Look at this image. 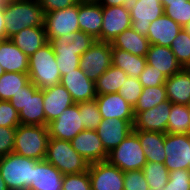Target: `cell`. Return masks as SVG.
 I'll return each instance as SVG.
<instances>
[{"label":"cell","instance_id":"cell-1","mask_svg":"<svg viewBox=\"0 0 190 190\" xmlns=\"http://www.w3.org/2000/svg\"><path fill=\"white\" fill-rule=\"evenodd\" d=\"M7 39L26 27L44 26L45 13L38 0H13L4 8Z\"/></svg>","mask_w":190,"mask_h":190},{"label":"cell","instance_id":"cell-2","mask_svg":"<svg viewBox=\"0 0 190 190\" xmlns=\"http://www.w3.org/2000/svg\"><path fill=\"white\" fill-rule=\"evenodd\" d=\"M30 81L39 89H45L61 82V73L56 62V55L50 42L44 44L28 58Z\"/></svg>","mask_w":190,"mask_h":190},{"label":"cell","instance_id":"cell-3","mask_svg":"<svg viewBox=\"0 0 190 190\" xmlns=\"http://www.w3.org/2000/svg\"><path fill=\"white\" fill-rule=\"evenodd\" d=\"M48 140L47 126L19 124L16 127L13 152L38 161L45 160Z\"/></svg>","mask_w":190,"mask_h":190},{"label":"cell","instance_id":"cell-4","mask_svg":"<svg viewBox=\"0 0 190 190\" xmlns=\"http://www.w3.org/2000/svg\"><path fill=\"white\" fill-rule=\"evenodd\" d=\"M45 160L63 175L88 171L89 162L73 147L70 141L49 137Z\"/></svg>","mask_w":190,"mask_h":190},{"label":"cell","instance_id":"cell-5","mask_svg":"<svg viewBox=\"0 0 190 190\" xmlns=\"http://www.w3.org/2000/svg\"><path fill=\"white\" fill-rule=\"evenodd\" d=\"M37 162L14 152L0 157V174L9 190H28L33 180V166Z\"/></svg>","mask_w":190,"mask_h":190},{"label":"cell","instance_id":"cell-6","mask_svg":"<svg viewBox=\"0 0 190 190\" xmlns=\"http://www.w3.org/2000/svg\"><path fill=\"white\" fill-rule=\"evenodd\" d=\"M107 161L123 172L143 170L144 165L147 163L140 140L133 131L108 153Z\"/></svg>","mask_w":190,"mask_h":190},{"label":"cell","instance_id":"cell-7","mask_svg":"<svg viewBox=\"0 0 190 190\" xmlns=\"http://www.w3.org/2000/svg\"><path fill=\"white\" fill-rule=\"evenodd\" d=\"M79 65L87 77L95 82L112 65L111 43L96 40L80 56Z\"/></svg>","mask_w":190,"mask_h":190},{"label":"cell","instance_id":"cell-8","mask_svg":"<svg viewBox=\"0 0 190 190\" xmlns=\"http://www.w3.org/2000/svg\"><path fill=\"white\" fill-rule=\"evenodd\" d=\"M44 27L47 41L80 31L78 3L72 7L45 13Z\"/></svg>","mask_w":190,"mask_h":190},{"label":"cell","instance_id":"cell-9","mask_svg":"<svg viewBox=\"0 0 190 190\" xmlns=\"http://www.w3.org/2000/svg\"><path fill=\"white\" fill-rule=\"evenodd\" d=\"M165 161L169 172L190 169V134L164 133Z\"/></svg>","mask_w":190,"mask_h":190},{"label":"cell","instance_id":"cell-10","mask_svg":"<svg viewBox=\"0 0 190 190\" xmlns=\"http://www.w3.org/2000/svg\"><path fill=\"white\" fill-rule=\"evenodd\" d=\"M82 122L83 119L78 103H74L66 108L56 119L48 123L49 137L71 141L81 131L85 130Z\"/></svg>","mask_w":190,"mask_h":190},{"label":"cell","instance_id":"cell-11","mask_svg":"<svg viewBox=\"0 0 190 190\" xmlns=\"http://www.w3.org/2000/svg\"><path fill=\"white\" fill-rule=\"evenodd\" d=\"M92 190H124V172L107 160L89 164Z\"/></svg>","mask_w":190,"mask_h":190},{"label":"cell","instance_id":"cell-12","mask_svg":"<svg viewBox=\"0 0 190 190\" xmlns=\"http://www.w3.org/2000/svg\"><path fill=\"white\" fill-rule=\"evenodd\" d=\"M102 14V42L112 43L119 34L132 27L130 11L124 6H102Z\"/></svg>","mask_w":190,"mask_h":190},{"label":"cell","instance_id":"cell-13","mask_svg":"<svg viewBox=\"0 0 190 190\" xmlns=\"http://www.w3.org/2000/svg\"><path fill=\"white\" fill-rule=\"evenodd\" d=\"M172 103L166 100L135 115L133 130L166 133Z\"/></svg>","mask_w":190,"mask_h":190},{"label":"cell","instance_id":"cell-14","mask_svg":"<svg viewBox=\"0 0 190 190\" xmlns=\"http://www.w3.org/2000/svg\"><path fill=\"white\" fill-rule=\"evenodd\" d=\"M133 123L134 120L102 119L96 132L108 153L116 148L133 131Z\"/></svg>","mask_w":190,"mask_h":190},{"label":"cell","instance_id":"cell-15","mask_svg":"<svg viewBox=\"0 0 190 190\" xmlns=\"http://www.w3.org/2000/svg\"><path fill=\"white\" fill-rule=\"evenodd\" d=\"M71 94L75 103L95 100V82L90 80L79 67L61 76L60 82Z\"/></svg>","mask_w":190,"mask_h":190},{"label":"cell","instance_id":"cell-16","mask_svg":"<svg viewBox=\"0 0 190 190\" xmlns=\"http://www.w3.org/2000/svg\"><path fill=\"white\" fill-rule=\"evenodd\" d=\"M70 142L72 147L90 164L107 160L108 152L105 150L96 130L85 129Z\"/></svg>","mask_w":190,"mask_h":190},{"label":"cell","instance_id":"cell-17","mask_svg":"<svg viewBox=\"0 0 190 190\" xmlns=\"http://www.w3.org/2000/svg\"><path fill=\"white\" fill-rule=\"evenodd\" d=\"M132 28L140 35L147 36L151 22L164 14L160 0H138L130 10Z\"/></svg>","mask_w":190,"mask_h":190},{"label":"cell","instance_id":"cell-18","mask_svg":"<svg viewBox=\"0 0 190 190\" xmlns=\"http://www.w3.org/2000/svg\"><path fill=\"white\" fill-rule=\"evenodd\" d=\"M74 103L71 94L61 83L43 89L45 126L56 119L66 108L72 106Z\"/></svg>","mask_w":190,"mask_h":190},{"label":"cell","instance_id":"cell-19","mask_svg":"<svg viewBox=\"0 0 190 190\" xmlns=\"http://www.w3.org/2000/svg\"><path fill=\"white\" fill-rule=\"evenodd\" d=\"M72 40L73 34H65L49 41L56 55L57 67L61 76L80 67L79 50H77Z\"/></svg>","mask_w":190,"mask_h":190},{"label":"cell","instance_id":"cell-20","mask_svg":"<svg viewBox=\"0 0 190 190\" xmlns=\"http://www.w3.org/2000/svg\"><path fill=\"white\" fill-rule=\"evenodd\" d=\"M102 119L117 118L134 120V107L126 102L119 93L97 94L95 98Z\"/></svg>","mask_w":190,"mask_h":190},{"label":"cell","instance_id":"cell-21","mask_svg":"<svg viewBox=\"0 0 190 190\" xmlns=\"http://www.w3.org/2000/svg\"><path fill=\"white\" fill-rule=\"evenodd\" d=\"M103 22L102 6L98 2L80 1L78 3V23L80 31L101 41Z\"/></svg>","mask_w":190,"mask_h":190},{"label":"cell","instance_id":"cell-22","mask_svg":"<svg viewBox=\"0 0 190 190\" xmlns=\"http://www.w3.org/2000/svg\"><path fill=\"white\" fill-rule=\"evenodd\" d=\"M20 124L45 126V113L43 109V89L32 84L27 89V101L19 112Z\"/></svg>","mask_w":190,"mask_h":190},{"label":"cell","instance_id":"cell-23","mask_svg":"<svg viewBox=\"0 0 190 190\" xmlns=\"http://www.w3.org/2000/svg\"><path fill=\"white\" fill-rule=\"evenodd\" d=\"M64 175L46 160L33 166V180L28 190H61Z\"/></svg>","mask_w":190,"mask_h":190},{"label":"cell","instance_id":"cell-24","mask_svg":"<svg viewBox=\"0 0 190 190\" xmlns=\"http://www.w3.org/2000/svg\"><path fill=\"white\" fill-rule=\"evenodd\" d=\"M146 61L149 66L162 72L167 78L183 69L171 48L166 46L150 44Z\"/></svg>","mask_w":190,"mask_h":190},{"label":"cell","instance_id":"cell-25","mask_svg":"<svg viewBox=\"0 0 190 190\" xmlns=\"http://www.w3.org/2000/svg\"><path fill=\"white\" fill-rule=\"evenodd\" d=\"M183 27L165 13L151 22L147 33L150 44L170 47Z\"/></svg>","mask_w":190,"mask_h":190},{"label":"cell","instance_id":"cell-26","mask_svg":"<svg viewBox=\"0 0 190 190\" xmlns=\"http://www.w3.org/2000/svg\"><path fill=\"white\" fill-rule=\"evenodd\" d=\"M167 99L171 103L190 104V70L183 68L165 81Z\"/></svg>","mask_w":190,"mask_h":190},{"label":"cell","instance_id":"cell-27","mask_svg":"<svg viewBox=\"0 0 190 190\" xmlns=\"http://www.w3.org/2000/svg\"><path fill=\"white\" fill-rule=\"evenodd\" d=\"M11 39L0 41V65L4 72L28 73V59Z\"/></svg>","mask_w":190,"mask_h":190},{"label":"cell","instance_id":"cell-28","mask_svg":"<svg viewBox=\"0 0 190 190\" xmlns=\"http://www.w3.org/2000/svg\"><path fill=\"white\" fill-rule=\"evenodd\" d=\"M10 39L28 57L48 42L44 26L26 27Z\"/></svg>","mask_w":190,"mask_h":190},{"label":"cell","instance_id":"cell-29","mask_svg":"<svg viewBox=\"0 0 190 190\" xmlns=\"http://www.w3.org/2000/svg\"><path fill=\"white\" fill-rule=\"evenodd\" d=\"M138 136L147 162L164 163L166 155L164 149V133L133 130Z\"/></svg>","mask_w":190,"mask_h":190},{"label":"cell","instance_id":"cell-30","mask_svg":"<svg viewBox=\"0 0 190 190\" xmlns=\"http://www.w3.org/2000/svg\"><path fill=\"white\" fill-rule=\"evenodd\" d=\"M149 47L148 38L140 35L132 27L119 34L111 43V48H119L143 57H146Z\"/></svg>","mask_w":190,"mask_h":190},{"label":"cell","instance_id":"cell-31","mask_svg":"<svg viewBox=\"0 0 190 190\" xmlns=\"http://www.w3.org/2000/svg\"><path fill=\"white\" fill-rule=\"evenodd\" d=\"M112 65L123 70L129 77H139L147 65L146 57L112 48Z\"/></svg>","mask_w":190,"mask_h":190},{"label":"cell","instance_id":"cell-32","mask_svg":"<svg viewBox=\"0 0 190 190\" xmlns=\"http://www.w3.org/2000/svg\"><path fill=\"white\" fill-rule=\"evenodd\" d=\"M128 75L121 69L111 65L96 81V94L118 93Z\"/></svg>","mask_w":190,"mask_h":190},{"label":"cell","instance_id":"cell-33","mask_svg":"<svg viewBox=\"0 0 190 190\" xmlns=\"http://www.w3.org/2000/svg\"><path fill=\"white\" fill-rule=\"evenodd\" d=\"M166 134H190L189 105L172 103Z\"/></svg>","mask_w":190,"mask_h":190},{"label":"cell","instance_id":"cell-34","mask_svg":"<svg viewBox=\"0 0 190 190\" xmlns=\"http://www.w3.org/2000/svg\"><path fill=\"white\" fill-rule=\"evenodd\" d=\"M29 82L28 73L4 72L0 76V100L9 101Z\"/></svg>","mask_w":190,"mask_h":190},{"label":"cell","instance_id":"cell-35","mask_svg":"<svg viewBox=\"0 0 190 190\" xmlns=\"http://www.w3.org/2000/svg\"><path fill=\"white\" fill-rule=\"evenodd\" d=\"M168 100L165 85L155 87H143L137 104L134 106V115L138 112L151 109L154 106Z\"/></svg>","mask_w":190,"mask_h":190},{"label":"cell","instance_id":"cell-36","mask_svg":"<svg viewBox=\"0 0 190 190\" xmlns=\"http://www.w3.org/2000/svg\"><path fill=\"white\" fill-rule=\"evenodd\" d=\"M143 173L149 188H164L169 179V170L164 163L147 162L143 167Z\"/></svg>","mask_w":190,"mask_h":190},{"label":"cell","instance_id":"cell-37","mask_svg":"<svg viewBox=\"0 0 190 190\" xmlns=\"http://www.w3.org/2000/svg\"><path fill=\"white\" fill-rule=\"evenodd\" d=\"M183 68L190 67V35L182 28L170 46Z\"/></svg>","mask_w":190,"mask_h":190},{"label":"cell","instance_id":"cell-38","mask_svg":"<svg viewBox=\"0 0 190 190\" xmlns=\"http://www.w3.org/2000/svg\"><path fill=\"white\" fill-rule=\"evenodd\" d=\"M78 108L83 119V126L85 129L96 130L102 121V116L96 100L79 102Z\"/></svg>","mask_w":190,"mask_h":190},{"label":"cell","instance_id":"cell-39","mask_svg":"<svg viewBox=\"0 0 190 190\" xmlns=\"http://www.w3.org/2000/svg\"><path fill=\"white\" fill-rule=\"evenodd\" d=\"M143 91V86L137 77H127L118 93L126 100L128 104L134 107Z\"/></svg>","mask_w":190,"mask_h":190},{"label":"cell","instance_id":"cell-40","mask_svg":"<svg viewBox=\"0 0 190 190\" xmlns=\"http://www.w3.org/2000/svg\"><path fill=\"white\" fill-rule=\"evenodd\" d=\"M61 190H92L88 171L64 175Z\"/></svg>","mask_w":190,"mask_h":190},{"label":"cell","instance_id":"cell-41","mask_svg":"<svg viewBox=\"0 0 190 190\" xmlns=\"http://www.w3.org/2000/svg\"><path fill=\"white\" fill-rule=\"evenodd\" d=\"M163 7L164 13L182 27L190 22V0L185 4L163 5Z\"/></svg>","mask_w":190,"mask_h":190},{"label":"cell","instance_id":"cell-42","mask_svg":"<svg viewBox=\"0 0 190 190\" xmlns=\"http://www.w3.org/2000/svg\"><path fill=\"white\" fill-rule=\"evenodd\" d=\"M165 190H190L189 170L177 169L169 172V179Z\"/></svg>","mask_w":190,"mask_h":190},{"label":"cell","instance_id":"cell-43","mask_svg":"<svg viewBox=\"0 0 190 190\" xmlns=\"http://www.w3.org/2000/svg\"><path fill=\"white\" fill-rule=\"evenodd\" d=\"M19 124V112L10 101L0 100V126L16 128Z\"/></svg>","mask_w":190,"mask_h":190},{"label":"cell","instance_id":"cell-44","mask_svg":"<svg viewBox=\"0 0 190 190\" xmlns=\"http://www.w3.org/2000/svg\"><path fill=\"white\" fill-rule=\"evenodd\" d=\"M124 190H150L143 170L124 172Z\"/></svg>","mask_w":190,"mask_h":190},{"label":"cell","instance_id":"cell-45","mask_svg":"<svg viewBox=\"0 0 190 190\" xmlns=\"http://www.w3.org/2000/svg\"><path fill=\"white\" fill-rule=\"evenodd\" d=\"M138 79L143 87H155L164 85L167 77L147 64Z\"/></svg>","mask_w":190,"mask_h":190},{"label":"cell","instance_id":"cell-46","mask_svg":"<svg viewBox=\"0 0 190 190\" xmlns=\"http://www.w3.org/2000/svg\"><path fill=\"white\" fill-rule=\"evenodd\" d=\"M16 128L0 126V157L13 153Z\"/></svg>","mask_w":190,"mask_h":190},{"label":"cell","instance_id":"cell-47","mask_svg":"<svg viewBox=\"0 0 190 190\" xmlns=\"http://www.w3.org/2000/svg\"><path fill=\"white\" fill-rule=\"evenodd\" d=\"M44 13L62 10L72 7L80 2V0H38Z\"/></svg>","mask_w":190,"mask_h":190},{"label":"cell","instance_id":"cell-48","mask_svg":"<svg viewBox=\"0 0 190 190\" xmlns=\"http://www.w3.org/2000/svg\"><path fill=\"white\" fill-rule=\"evenodd\" d=\"M96 39L83 31H78L73 34L72 42L75 43V47L79 50L81 56L85 53L94 43Z\"/></svg>","mask_w":190,"mask_h":190},{"label":"cell","instance_id":"cell-49","mask_svg":"<svg viewBox=\"0 0 190 190\" xmlns=\"http://www.w3.org/2000/svg\"><path fill=\"white\" fill-rule=\"evenodd\" d=\"M33 83L30 81L27 85L23 87V90L18 92L16 95H13V97L9 100L10 103L14 106V108L20 112L22 108H24L26 101H27V89L32 85Z\"/></svg>","mask_w":190,"mask_h":190},{"label":"cell","instance_id":"cell-50","mask_svg":"<svg viewBox=\"0 0 190 190\" xmlns=\"http://www.w3.org/2000/svg\"><path fill=\"white\" fill-rule=\"evenodd\" d=\"M138 0H100L98 3L101 6H124L130 10L135 6Z\"/></svg>","mask_w":190,"mask_h":190},{"label":"cell","instance_id":"cell-51","mask_svg":"<svg viewBox=\"0 0 190 190\" xmlns=\"http://www.w3.org/2000/svg\"><path fill=\"white\" fill-rule=\"evenodd\" d=\"M4 9H0V41L6 40Z\"/></svg>","mask_w":190,"mask_h":190},{"label":"cell","instance_id":"cell-52","mask_svg":"<svg viewBox=\"0 0 190 190\" xmlns=\"http://www.w3.org/2000/svg\"><path fill=\"white\" fill-rule=\"evenodd\" d=\"M162 5H178L185 4L187 0H160Z\"/></svg>","mask_w":190,"mask_h":190},{"label":"cell","instance_id":"cell-53","mask_svg":"<svg viewBox=\"0 0 190 190\" xmlns=\"http://www.w3.org/2000/svg\"><path fill=\"white\" fill-rule=\"evenodd\" d=\"M0 190H9L1 174H0Z\"/></svg>","mask_w":190,"mask_h":190},{"label":"cell","instance_id":"cell-54","mask_svg":"<svg viewBox=\"0 0 190 190\" xmlns=\"http://www.w3.org/2000/svg\"><path fill=\"white\" fill-rule=\"evenodd\" d=\"M12 0H0V9H4Z\"/></svg>","mask_w":190,"mask_h":190},{"label":"cell","instance_id":"cell-55","mask_svg":"<svg viewBox=\"0 0 190 190\" xmlns=\"http://www.w3.org/2000/svg\"><path fill=\"white\" fill-rule=\"evenodd\" d=\"M183 29L190 35V22L183 27Z\"/></svg>","mask_w":190,"mask_h":190},{"label":"cell","instance_id":"cell-56","mask_svg":"<svg viewBox=\"0 0 190 190\" xmlns=\"http://www.w3.org/2000/svg\"><path fill=\"white\" fill-rule=\"evenodd\" d=\"M80 1H87V2H99L100 0H80Z\"/></svg>","mask_w":190,"mask_h":190},{"label":"cell","instance_id":"cell-57","mask_svg":"<svg viewBox=\"0 0 190 190\" xmlns=\"http://www.w3.org/2000/svg\"><path fill=\"white\" fill-rule=\"evenodd\" d=\"M4 74V70L2 68V66L0 65V76Z\"/></svg>","mask_w":190,"mask_h":190},{"label":"cell","instance_id":"cell-58","mask_svg":"<svg viewBox=\"0 0 190 190\" xmlns=\"http://www.w3.org/2000/svg\"><path fill=\"white\" fill-rule=\"evenodd\" d=\"M150 190H155L154 188H150ZM156 190H165V188H158Z\"/></svg>","mask_w":190,"mask_h":190}]
</instances>
